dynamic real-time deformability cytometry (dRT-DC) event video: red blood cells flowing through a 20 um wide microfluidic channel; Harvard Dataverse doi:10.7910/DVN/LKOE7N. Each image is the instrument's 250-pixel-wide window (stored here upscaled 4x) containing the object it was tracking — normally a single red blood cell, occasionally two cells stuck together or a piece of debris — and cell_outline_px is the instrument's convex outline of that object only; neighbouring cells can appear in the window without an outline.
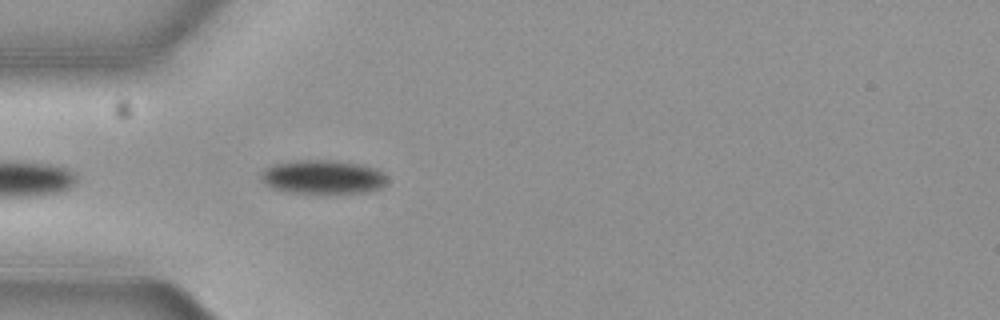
{"species": "common noctule bat (a hibernating species)", "species_latin": "Nyctalus noctula", "temperature_condition": "cold", "stored_images_in_passage": 11, "camera_frame_rate_fps": 3000, "um_per_image_px": 0.085, "animal": {"sex": "female", "body_mass_g": 19.3, "forearm_length_mm": 54.1}, "frame": {"image": 1, "passage_image": 1, "time_ms": 0.0, "image_size_px": [1000, 320], "cell_outline_px": [[388, 180], [380, 188], [368, 192], [292, 192], [272, 188], [264, 184], [260, 176], [260, 172], [272, 164], [296, 160], [336, 160], [360, 164], [376, 168], [384, 172], [388, 176]], "centroid_in_image_um": [27.45, 15.02], "position_along_channel_um": 57.5, "area_um2": 24.91}}